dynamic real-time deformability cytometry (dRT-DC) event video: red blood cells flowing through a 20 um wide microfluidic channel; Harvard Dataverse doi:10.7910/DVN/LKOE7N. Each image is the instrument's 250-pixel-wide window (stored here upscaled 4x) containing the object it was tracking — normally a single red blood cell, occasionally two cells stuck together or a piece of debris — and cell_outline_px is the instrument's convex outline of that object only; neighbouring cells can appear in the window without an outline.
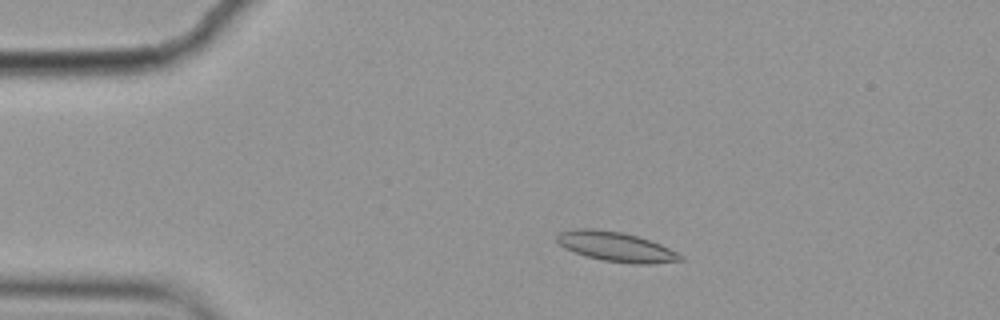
{"species": "common noctule bat (a hibernating species)", "species_latin": "Nyctalus noctula", "temperature_condition": "cold", "stored_images_in_passage": 9, "camera_frame_rate_fps": 3000, "um_per_image_px": 0.085, "animal": {"sex": "female", "body_mass_g": 19.9}, "frame": {"image": 1, "passage_image": 2, "time_ms": 0.333, "image_size_px": [1000, 320], "cell_outline_px": [[684, 260], [648, 264], [636, 264], [604, 260], [584, 256], [564, 248], [556, 240], [556, 236], [560, 232], [576, 228], [592, 228], [620, 232], [636, 236], [660, 244], [684, 256]], "centroid_in_image_um": [52.33, 20.97], "position_along_channel_um": 32.7, "area_um2": 21.15}}
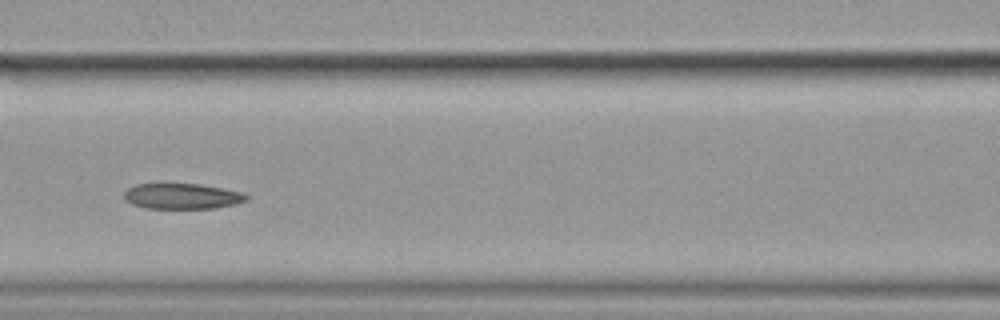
{"frame": {"image": 2, "passage_image": 6, "time_ms": 1.667, "image_size_px": [1000, 320], "cell_outline_px": [[248, 200], [236, 204], [212, 208], [148, 208], [132, 204], [124, 196], [124, 192], [128, 188], [136, 184], [200, 184], [224, 188], [244, 192], [248, 196]], "centroid_in_image_um": [15.53, 16.67], "position_along_channel_um": 151.1, "area_um2": 18.15}}
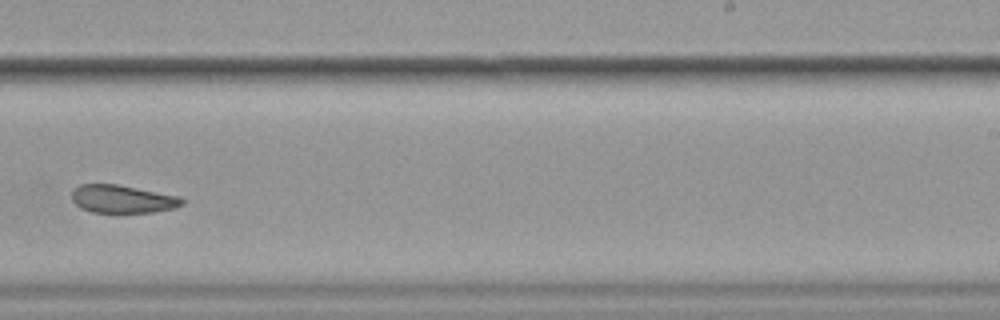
{"frame": {"image": 3, "passage_image": 9, "time_ms": 2.667, "image_size_px": [1000, 320], "cell_outline_px": [[184, 204], [176, 208], [152, 212], [92, 212], [80, 208], [72, 200], [72, 192], [80, 184], [116, 184], [180, 196], [184, 200]], "centroid_in_image_um": [10.43, 16.92], "position_along_channel_um": 278.6, "area_um2": 17.92}}